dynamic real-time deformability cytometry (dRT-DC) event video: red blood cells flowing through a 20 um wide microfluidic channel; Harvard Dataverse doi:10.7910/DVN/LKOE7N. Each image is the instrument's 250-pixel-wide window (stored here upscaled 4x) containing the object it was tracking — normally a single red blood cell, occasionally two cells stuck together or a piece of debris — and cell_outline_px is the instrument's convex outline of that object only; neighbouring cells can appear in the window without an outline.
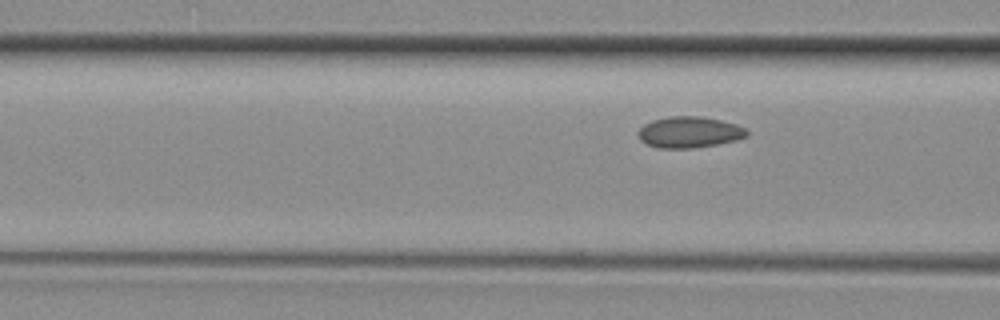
{"species": "common noctule bat (a hibernating species)", "species_latin": "Nyctalus noctula", "temperature_condition": "room temperature", "stored_images_in_passage": 4, "camera_frame_rate_fps": 3000, "um_per_image_px": 0.085, "animal": {"sex": "female", "body_mass_g": 29.2, "forearm_length_mm": 56.3}, "frame": {"image": 1, "passage_image": 4, "time_ms": 1.0, "image_size_px": [1000, 320], "cell_outline_px": [[748, 136], [736, 140], [716, 144], [692, 148], [660, 148], [648, 144], [640, 140], [636, 132], [644, 124], [652, 120], [668, 116], [700, 116], [720, 120], [736, 124], [744, 128], [748, 132]], "centroid_in_image_um": [58.57, 11.23], "position_along_channel_um": 108.0, "area_um2": 19.71}}